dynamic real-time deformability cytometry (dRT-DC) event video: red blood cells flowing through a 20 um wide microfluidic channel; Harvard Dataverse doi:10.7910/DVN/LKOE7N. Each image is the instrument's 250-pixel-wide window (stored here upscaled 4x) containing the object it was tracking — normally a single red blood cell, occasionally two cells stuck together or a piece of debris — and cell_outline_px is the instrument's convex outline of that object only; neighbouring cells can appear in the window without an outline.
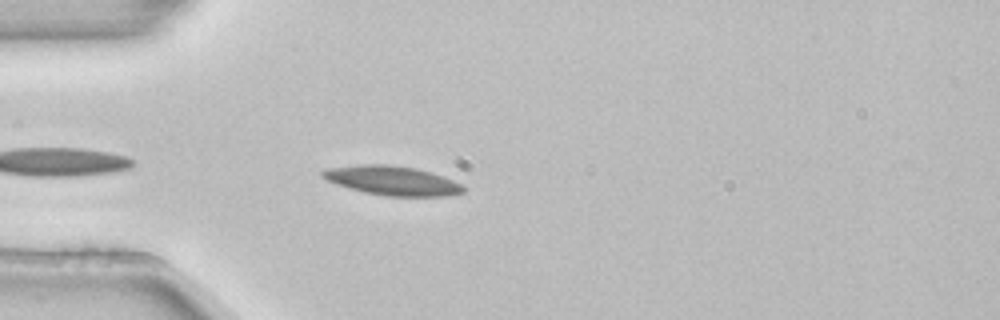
{"species": "common noctule bat (a hibernating species)", "species_latin": "Nyctalus noctula", "temperature_condition": "room temperature", "stored_images_in_passage": 4, "camera_frame_rate_fps": 3000, "um_per_image_px": 0.085, "animal": {"sex": "female", "body_mass_g": 22.7, "forearm_length_mm": 54.2}, "frame": {"image": 1, "passage_image": 4, "time_ms": 1.0, "image_size_px": [1000, 320], "cell_outline_px": [[464, 192], [448, 196], [384, 196], [364, 192], [348, 188], [336, 184], [320, 176], [320, 172], [328, 168], [356, 164], [388, 164], [416, 168], [444, 176], [460, 184], [464, 188]], "centroid_in_image_um": [33.31, 15.34], "position_along_channel_um": 51.7, "area_um2": 24.1}}